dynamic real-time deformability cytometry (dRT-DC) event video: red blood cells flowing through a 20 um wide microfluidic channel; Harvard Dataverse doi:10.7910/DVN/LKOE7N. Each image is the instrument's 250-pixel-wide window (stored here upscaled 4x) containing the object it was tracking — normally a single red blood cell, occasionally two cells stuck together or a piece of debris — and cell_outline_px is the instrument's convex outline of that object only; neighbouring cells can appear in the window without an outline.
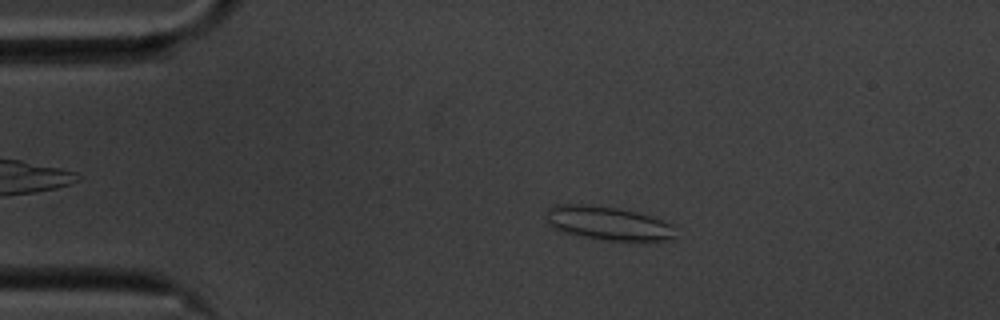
{"species": "common noctule bat (a hibernating species)", "species_latin": "Nyctalus noctula", "temperature_condition": "cold", "stored_images_in_passage": 56, "camera_frame_rate_fps": 3000, "um_per_image_px": 0.085, "animal": {"sex": "male", "body_mass_g": 20.1, "forearm_length_mm": 53.5}, "frame": {"image": 1, "passage_image": 10, "time_ms": 3.0, "image_size_px": [1000, 320], "cell_outline_px": [[676, 236], [672, 240], [608, 240], [580, 236], [564, 232], [552, 228], [548, 224], [548, 208], [552, 204], [592, 204], [620, 208], [652, 216], [672, 224]], "centroid_in_image_um": [51.68, 18.96], "position_along_channel_um": 33.3, "area_um2": 25.49}}
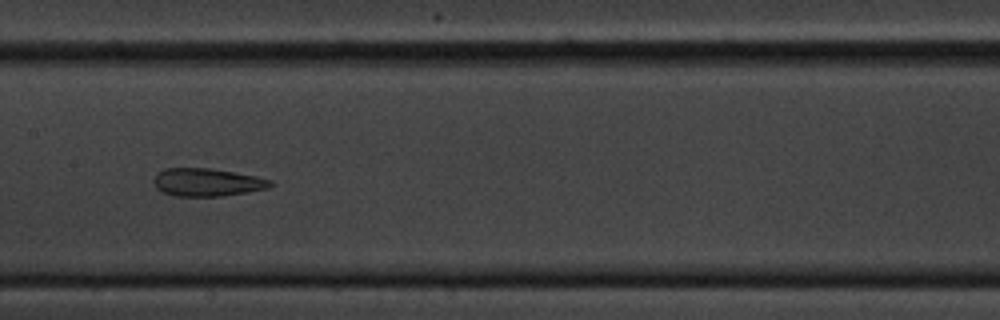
{"frame": {"image": 2, "passage_image": 27, "time_ms": 8.667, "image_size_px": [1000, 320], "cell_outline_px": [[276, 184], [268, 188], [248, 192], [220, 196], [176, 196], [164, 192], [156, 188], [152, 180], [156, 172], [164, 168], [208, 168], [256, 176], [272, 180]], "centroid_in_image_um": [17.6, 15.49], "position_along_channel_um": 189.8, "area_um2": 19.07}}
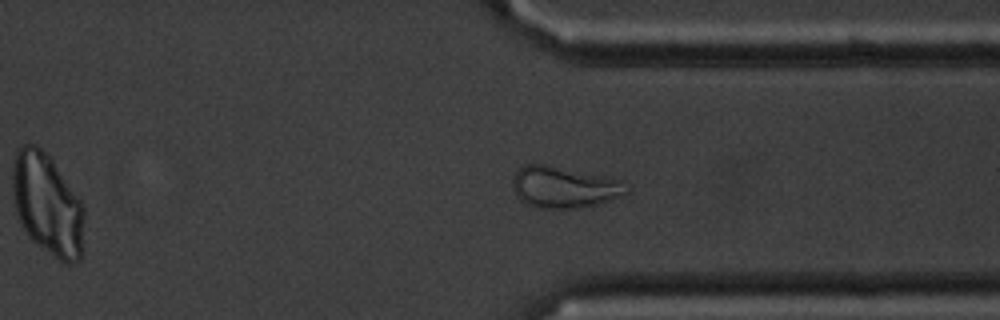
{"frame": {"image": 3, "passage_image": 42, "time_ms": 13.667, "image_size_px": [1000, 320], "cell_outline_px": [[628, 192], [624, 196], [596, 204], [576, 208], [540, 208], [528, 204], [520, 200], [516, 196], [512, 184], [512, 180], [516, 172], [524, 164], [544, 164], [604, 176], [616, 180]], "centroid_in_image_um": [47.87, 15.91], "position_along_channel_um": 363.5, "area_um2": 26.93}, "authors_computed_cell_mechanics": {"area_um2": 24.1026, "velocity_mm_per_s": 3.4802, "shape_relaxation_time_tau1_ms": null, "shape_relaxation_time_tau2_ms": 2.6524, "deformation_change_tau1": null, "deformation_change_tau2": 0.1111}}